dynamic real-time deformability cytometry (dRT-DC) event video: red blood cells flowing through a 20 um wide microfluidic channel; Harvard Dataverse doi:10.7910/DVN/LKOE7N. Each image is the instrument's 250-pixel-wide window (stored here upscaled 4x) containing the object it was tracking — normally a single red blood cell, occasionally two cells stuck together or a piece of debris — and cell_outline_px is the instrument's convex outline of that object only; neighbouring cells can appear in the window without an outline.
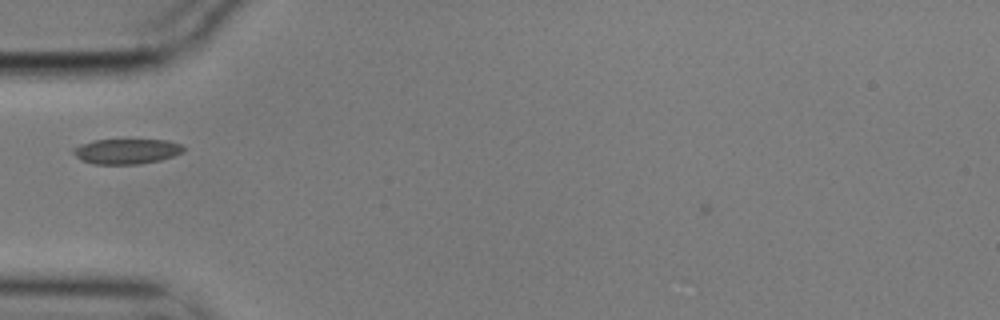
{"species": "common noctule bat (a hibernating species)", "species_latin": "Nyctalus noctula", "temperature_condition": "cold", "stored_images_in_passage": 45, "camera_frame_rate_fps": 3000, "um_per_image_px": 0.085, "animal": {"sex": "male", "body_mass_g": 17.9}, "frame": {"image": 1, "passage_image": 6, "time_ms": 1.667, "image_size_px": [1000, 320], "cell_outline_px": [[184, 152], [160, 160], [136, 164], [92, 164], [80, 160], [72, 152], [72, 148], [80, 144], [92, 140], [168, 140], [180, 144], [184, 148]], "centroid_in_image_um": [10.71, 12.86], "position_along_channel_um": 74.3, "area_um2": 16.18}}
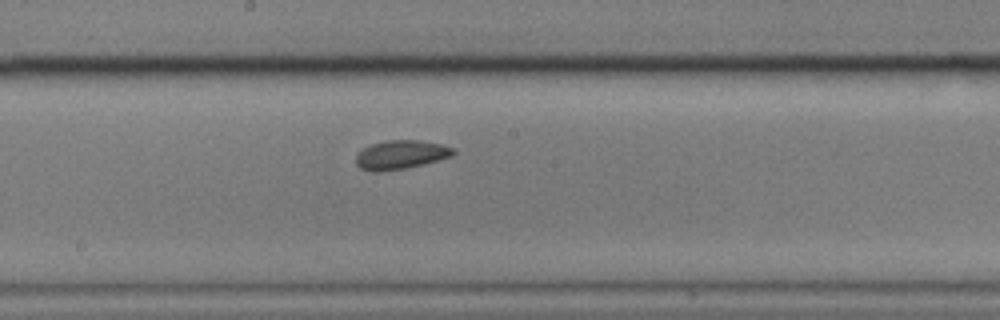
{"frame": {"image": 2, "passage_image": 18, "time_ms": 5.667, "image_size_px": [1000, 320], "cell_outline_px": [[456, 152], [452, 156], [424, 164], [404, 168], [380, 172], [372, 172], [360, 168], [356, 164], [356, 156], [364, 148], [372, 144], [388, 140], [420, 140], [440, 144], [452, 148]], "centroid_in_image_um": [34.06, 13.16], "position_along_channel_um": 214.1, "area_um2": 16.24}}
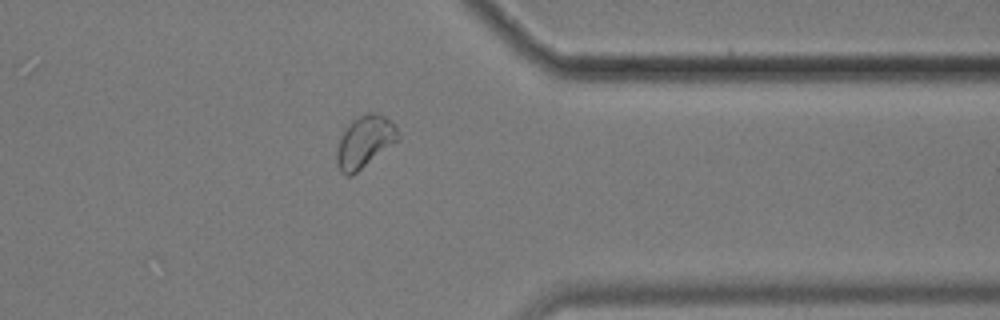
{"frame": {"image": 3, "passage_image": 33, "time_ms": 10.667, "image_size_px": [1000, 320], "cell_outline_px": [[400, 136], [396, 140], [352, 176], [348, 176], [340, 172], [336, 164], [336, 152], [340, 136], [344, 124], [368, 112], [376, 112], [392, 120], [396, 124], [400, 132]], "centroid_in_image_um": [30.96, 12.01], "position_along_channel_um": 380.4, "area_um2": 18.73}, "authors_computed_cell_mechanics": {"area_um2": 16.2418, "velocity_mm_per_s": 3.4817, "shape_relaxation_time_tau1_ms": 2.1237, "shape_relaxation_time_tau2_ms": 3.0254, "deformation_change_tau1": 0.073, "deformation_change_tau2": 0.038}}